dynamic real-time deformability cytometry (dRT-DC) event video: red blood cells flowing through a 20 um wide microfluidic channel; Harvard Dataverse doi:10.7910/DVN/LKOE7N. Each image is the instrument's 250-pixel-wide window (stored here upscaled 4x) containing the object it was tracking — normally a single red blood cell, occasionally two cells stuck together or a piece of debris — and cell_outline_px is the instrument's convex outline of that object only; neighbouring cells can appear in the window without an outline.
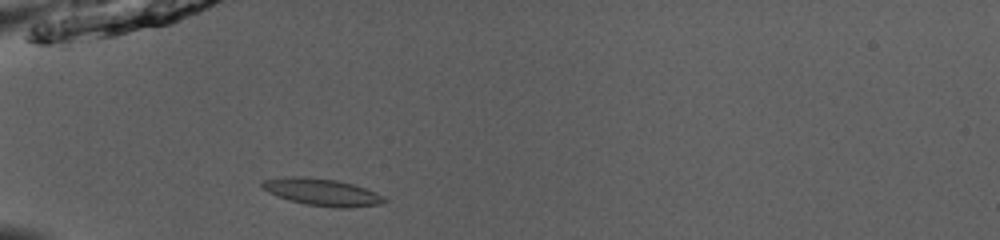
{"species": "common noctule bat (a hibernating species)", "species_latin": "Nyctalus noctula", "temperature_condition": "room temperature", "stored_images_in_passage": 37, "camera_frame_rate_fps": 3000, "um_per_image_px": 0.085, "animal": {"sex": "male", "body_mass_g": 13.0, "forearm_length_mm": 53.1}, "frame": {"image": 1, "passage_image": 2, "time_ms": 0.333, "image_size_px": [1000, 240], "cell_outline_px": [[388, 200], [380, 204], [348, 208], [340, 208], [308, 204], [292, 200], [268, 192], [260, 184], [260, 180], [284, 176], [300, 176], [336, 180], [352, 184], [376, 192], [384, 196]], "centroid_in_image_um": [27.37, 16.31], "position_along_channel_um": 57.6, "area_um2": 19.07}}
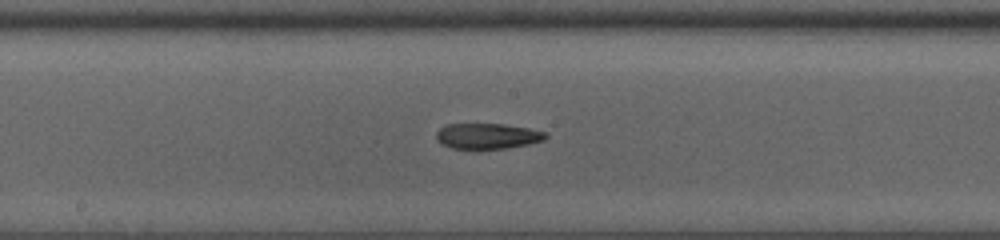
{"frame": {"image": 2, "passage_image": 14, "time_ms": 4.333, "image_size_px": [1000, 240], "cell_outline_px": [[548, 136], [544, 140], [528, 144], [508, 148], [472, 152], [452, 148], [440, 144], [436, 140], [436, 132], [440, 128], [448, 124], [504, 124], [528, 128], [548, 132]], "centroid_in_image_um": [41.4, 11.61], "position_along_channel_um": 206.8, "area_um2": 17.11}}
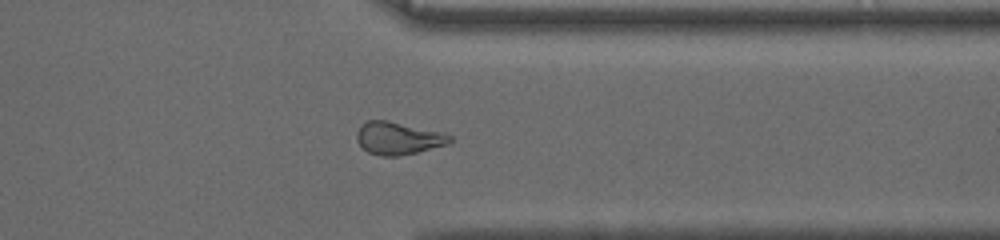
{"frame": {"image": 3, "passage_image": 27, "time_ms": 8.667, "image_size_px": [1000, 240], "cell_outline_px": [[452, 140], [448, 144], [416, 152], [396, 156], [380, 156], [368, 152], [356, 140], [356, 132], [360, 124], [368, 120], [388, 120], [444, 132], [452, 136]], "centroid_in_image_um": [33.83, 11.73], "position_along_channel_um": 377.6, "area_um2": 17.8}, "authors_computed_cell_mechanics": {"area_um2": 17.5134, "velocity_mm_per_s": 3.9531, "shape_relaxation_time_tau1_ms": null, "shape_relaxation_time_tau2_ms": 2.6568, "deformation_change_tau1": null, "deformation_change_tau2": 0.1057}}